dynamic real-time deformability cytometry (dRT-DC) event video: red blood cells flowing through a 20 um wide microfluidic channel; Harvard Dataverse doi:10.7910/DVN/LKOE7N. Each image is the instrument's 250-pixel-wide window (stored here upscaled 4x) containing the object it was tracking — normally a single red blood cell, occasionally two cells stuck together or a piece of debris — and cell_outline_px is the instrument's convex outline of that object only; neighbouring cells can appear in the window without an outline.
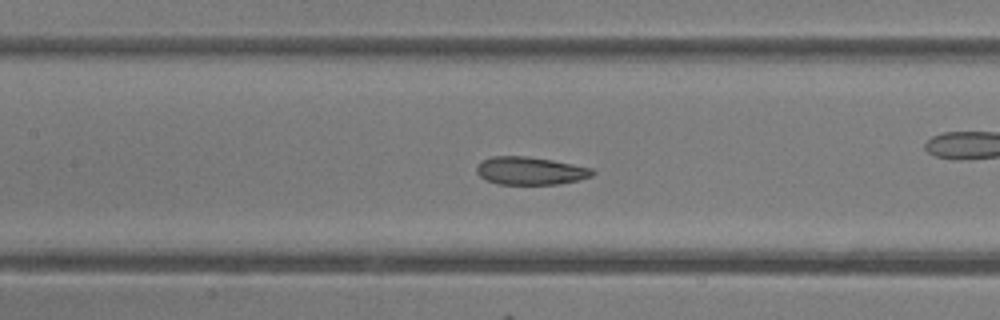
{"species": "common noctule bat (a hibernating species)", "species_latin": "Nyctalus noctula", "temperature_condition": "room temperature", "stored_images_in_passage": 50, "camera_frame_rate_fps": 3000, "um_per_image_px": 0.085, "animal": {"sex": "female"}, "frame": {"image": 1, "passage_image": 22, "time_ms": 7.0, "image_size_px": [1000, 320], "cell_outline_px": [[596, 172], [592, 176], [580, 180], [560, 184], [496, 184], [480, 176], [476, 172], [476, 168], [484, 160], [492, 156], [524, 156], [552, 160], [592, 168]], "centroid_in_image_um": [45.11, 14.52], "position_along_channel_um": 162.3, "area_um2": 18.73}, "authors_computed_cell_mechanics": {"area_um2": 22.0507, "velocity_mm_per_s": 4.1364, "shape_relaxation_time_tau1_ms": null, "shape_relaxation_time_tau2_ms": 1.679, "deformation_change_tau1": null, "deformation_change_tau2": 0.0762}}